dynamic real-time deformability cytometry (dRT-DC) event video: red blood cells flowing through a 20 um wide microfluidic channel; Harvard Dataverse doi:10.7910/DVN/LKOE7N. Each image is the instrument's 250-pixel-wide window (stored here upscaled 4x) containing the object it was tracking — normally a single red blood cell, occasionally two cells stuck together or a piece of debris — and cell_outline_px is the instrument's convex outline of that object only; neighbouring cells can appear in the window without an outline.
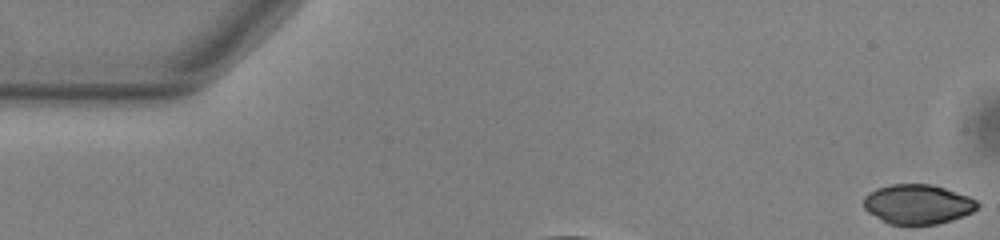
{"species": "common noctule bat (a hibernating species)", "species_latin": "Nyctalus noctula", "temperature_condition": "warm", "stored_images_in_passage": 53, "camera_frame_rate_fps": 3000, "um_per_image_px": 0.085, "animal": {"sex": "male", "body_mass_g": 13.0, "forearm_length_mm": 53.1}, "frame": {"image": 1, "passage_image": 1, "time_ms": 0.0, "image_size_px": [1000, 240], "cell_outline_px": [[980, 204], [972, 212], [952, 220], [936, 224], [888, 224], [868, 212], [864, 208], [864, 196], [876, 188], [892, 184], [928, 184], [944, 188], [968, 196], [976, 200]], "centroid_in_image_um": [77.99, 17.36], "position_along_channel_um": 7.0, "area_um2": 26.07}}
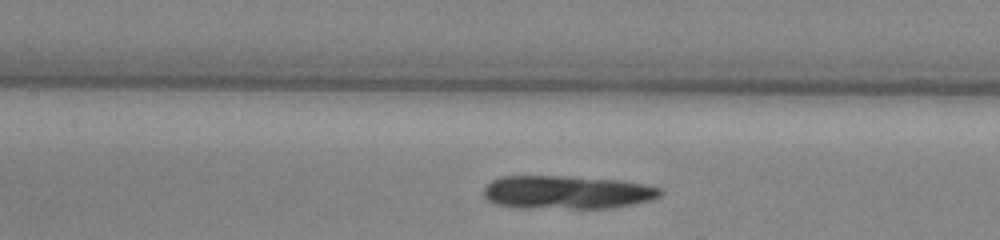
{"frame": {"image": 2, "passage_image": 24, "time_ms": 7.667, "image_size_px": [1000, 240], "cell_outline_px": [[664, 192], [660, 196], [652, 200], [636, 204], [612, 208], [524, 208], [496, 204], [488, 200], [484, 196], [484, 184], [500, 176], [556, 176], [620, 180], [644, 184], [664, 188]], "centroid_in_image_um": [48.22, 16.35], "position_along_channel_um": 159.2, "area_um2": 34.68}}
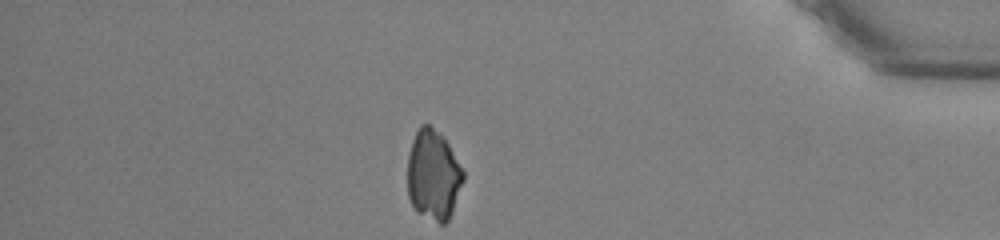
{"frame": {"image": 3, "passage_image": 46, "time_ms": 15.0, "image_size_px": [1000, 240], "cell_outline_px": [[464, 180], [452, 212], [448, 220], [444, 224], [440, 224], [416, 212], [408, 196], [408, 156], [412, 140], [420, 124], [428, 124], [440, 132], [448, 144], [464, 172]], "centroid_in_image_um": [36.82, 14.89], "position_along_channel_um": 398.4, "area_um2": 29.3}}